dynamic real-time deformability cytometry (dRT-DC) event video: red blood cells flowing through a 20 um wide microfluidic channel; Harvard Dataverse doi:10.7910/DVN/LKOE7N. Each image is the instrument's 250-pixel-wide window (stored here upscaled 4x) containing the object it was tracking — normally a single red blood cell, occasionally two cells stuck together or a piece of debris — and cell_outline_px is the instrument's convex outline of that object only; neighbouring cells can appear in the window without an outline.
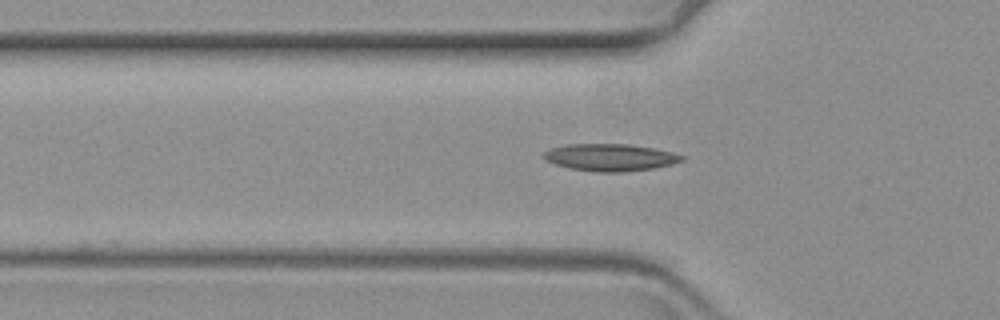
{"species": "common noctule bat (a hibernating species)", "species_latin": "Nyctalus noctula", "temperature_condition": "warm", "stored_images_in_passage": 45, "camera_frame_rate_fps": 3000, "um_per_image_px": 0.085, "animal": {"sex": "female", "body_mass_g": 19.3, "forearm_length_mm": 54.1}, "frame": {"image": 1, "passage_image": 8, "time_ms": 2.333, "image_size_px": [1000, 320], "cell_outline_px": [[684, 160], [672, 164], [652, 168], [624, 172], [596, 172], [568, 168], [556, 164], [548, 160], [544, 156], [544, 152], [548, 148], [568, 144], [628, 144], [652, 148], [672, 152], [684, 156]], "centroid_in_image_um": [51.86, 13.38], "position_along_channel_um": 73.9, "area_um2": 21.73}}
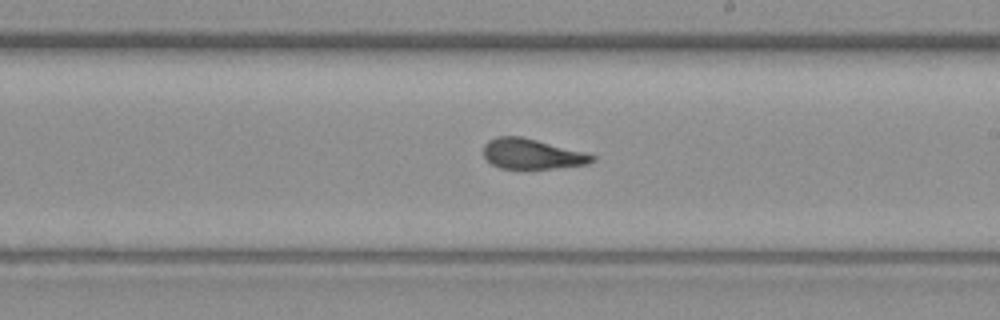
{"frame": {"image": 2, "passage_image": 23, "time_ms": 7.333, "image_size_px": [1000, 320], "cell_outline_px": [[596, 160], [588, 164], [552, 168], [500, 168], [492, 164], [484, 156], [484, 144], [488, 140], [496, 136], [520, 136], [584, 152], [596, 156]], "centroid_in_image_um": [45.21, 13.08], "position_along_channel_um": 243.8, "area_um2": 18.9}}
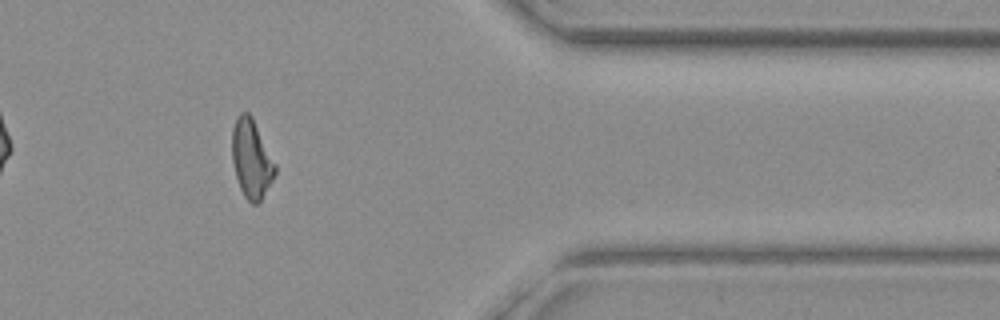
{"frame": {"image": 3, "passage_image": 38, "time_ms": 12.333, "image_size_px": [1000, 320], "cell_outline_px": [[276, 172], [272, 180], [260, 200], [256, 204], [252, 204], [244, 196], [240, 188], [236, 176], [232, 160], [232, 128], [236, 116], [240, 112], [248, 112], [252, 116], [276, 164]], "centroid_in_image_um": [21.36, 13.46], "position_along_channel_um": 390.0, "area_um2": 19.65}}